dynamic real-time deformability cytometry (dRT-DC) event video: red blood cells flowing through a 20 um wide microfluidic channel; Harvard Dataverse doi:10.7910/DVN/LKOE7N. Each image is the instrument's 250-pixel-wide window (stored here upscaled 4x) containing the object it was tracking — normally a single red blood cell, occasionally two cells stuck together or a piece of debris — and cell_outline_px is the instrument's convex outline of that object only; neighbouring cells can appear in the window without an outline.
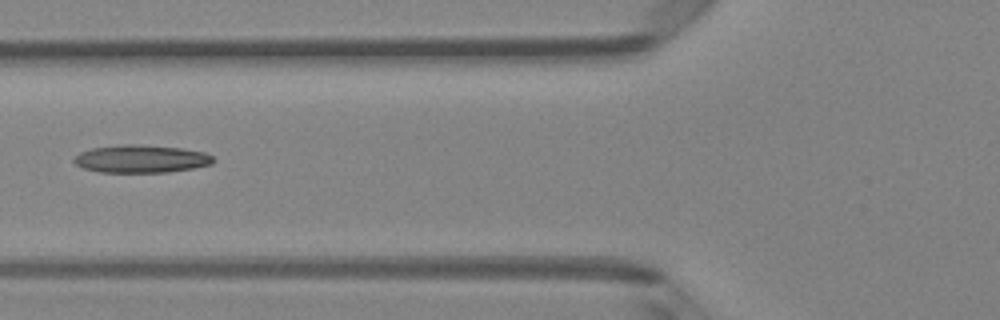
{"species": "Egyptian fruit bat (a non-hibernating species)", "species_latin": "Rousettus aegyptiacus", "temperature_condition": "room temperature", "stored_images_in_passage": 7, "camera_frame_rate_fps": 3000, "um_per_image_px": 0.085, "animal": {"sex": "female"}, "frame": {"image": 1, "passage_image": 6, "time_ms": 1.667, "image_size_px": [1000, 320], "cell_outline_px": [[216, 160], [212, 164], [192, 168], [168, 172], [100, 172], [84, 168], [76, 164], [72, 160], [80, 152], [92, 148], [124, 144], [136, 144], [180, 148], [204, 152], [212, 156]], "centroid_in_image_um": [12.0, 13.5], "position_along_channel_um": 113.8, "area_um2": 22.43}}
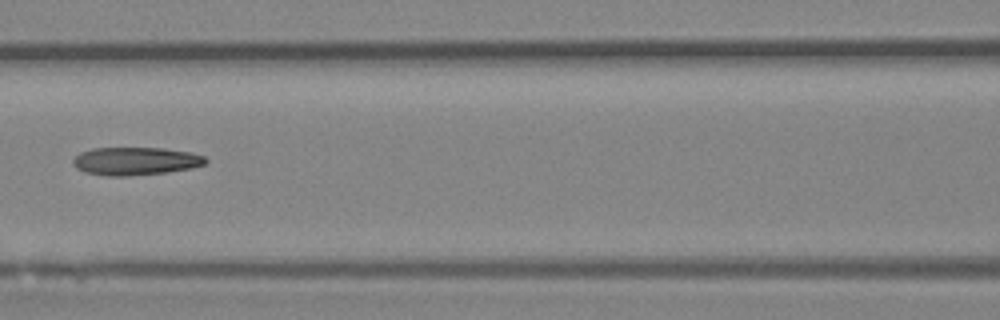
{"frame": {"image": 2, "passage_image": 7, "time_ms": 2.0, "image_size_px": [1000, 320], "cell_outline_px": [[208, 160], [204, 164], [192, 168], [168, 172], [128, 176], [108, 176], [84, 172], [76, 168], [72, 164], [72, 160], [80, 152], [92, 148], [160, 148], [192, 152], [204, 156]], "centroid_in_image_um": [11.5, 13.69], "position_along_channel_um": 155.1, "area_um2": 21.73}}